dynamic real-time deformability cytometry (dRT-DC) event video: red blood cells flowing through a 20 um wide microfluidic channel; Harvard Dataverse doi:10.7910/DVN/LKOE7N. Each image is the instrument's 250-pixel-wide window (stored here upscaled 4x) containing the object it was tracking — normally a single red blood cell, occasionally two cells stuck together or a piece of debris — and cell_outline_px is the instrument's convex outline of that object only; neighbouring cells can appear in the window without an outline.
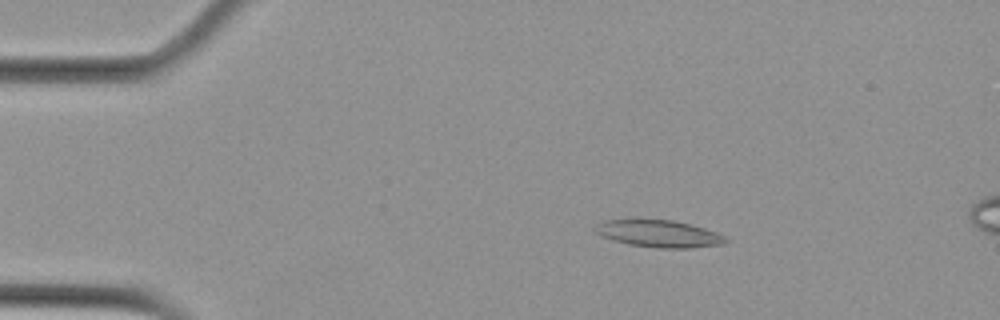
{"species": "Egyptian fruit bat (a non-hibernating species)", "species_latin": "Rousettus aegyptiacus", "temperature_condition": "cold", "stored_images_in_passage": 6, "camera_frame_rate_fps": 3000, "um_per_image_px": 0.085, "animal": {"sex": "female"}, "frame": {"image": 1, "passage_image": 3, "time_ms": 2.333, "image_size_px": [1000, 320], "cell_outline_px": [[728, 240], [724, 244], [692, 248], [656, 248], [628, 244], [612, 240], [600, 236], [592, 228], [596, 224], [604, 220], [672, 220], [692, 224], [716, 232], [724, 236]], "centroid_in_image_um": [55.99, 19.87], "position_along_channel_um": 29.0, "area_um2": 20.69}}